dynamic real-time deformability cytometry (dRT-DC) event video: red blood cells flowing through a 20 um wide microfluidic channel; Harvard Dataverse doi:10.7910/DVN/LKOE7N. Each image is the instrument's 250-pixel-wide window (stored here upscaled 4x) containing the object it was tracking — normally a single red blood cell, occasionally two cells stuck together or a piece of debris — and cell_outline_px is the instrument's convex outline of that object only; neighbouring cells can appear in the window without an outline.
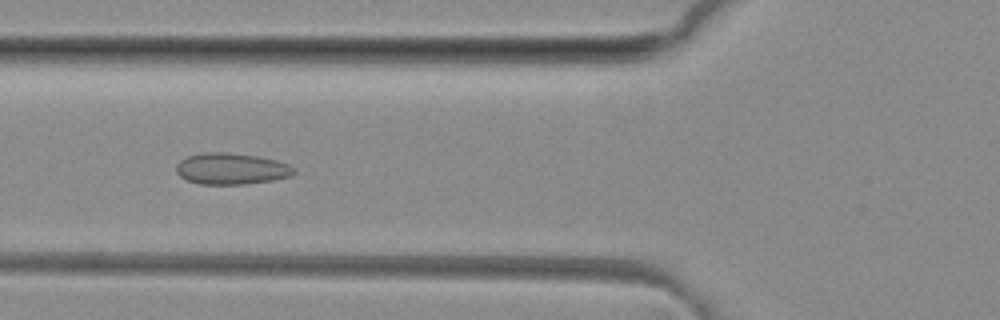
{"species": "common noctule bat (a hibernating species)", "species_latin": "Nyctalus noctula", "temperature_condition": "room temperature", "stored_images_in_passage": 49, "camera_frame_rate_fps": 3000, "um_per_image_px": 0.085, "animal": {"sex": "female", "body_mass_g": 29.2, "forearm_length_mm": 56.3}, "frame": {"image": 1, "passage_image": 18, "time_ms": 5.667, "image_size_px": [1000, 320], "cell_outline_px": [[296, 172], [292, 176], [272, 180], [244, 184], [200, 184], [188, 180], [180, 176], [176, 172], [176, 164], [180, 160], [188, 156], [204, 152], [228, 152], [260, 156], [276, 160], [288, 164], [296, 168]], "centroid_in_image_um": [19.68, 14.33], "position_along_channel_um": 106.1, "area_um2": 21.68}}
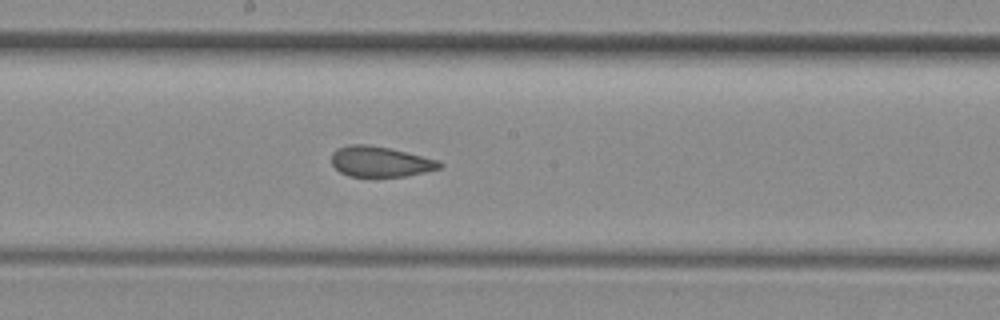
{"frame": {"image": 2, "passage_image": 26, "time_ms": 8.333, "image_size_px": [1000, 320], "cell_outline_px": [[444, 164], [440, 168], [408, 176], [348, 176], [340, 172], [332, 164], [332, 152], [336, 148], [348, 144], [368, 144], [388, 148], [436, 160]], "centroid_in_image_um": [32.27, 13.73], "position_along_channel_um": 215.9, "area_um2": 18.96}}
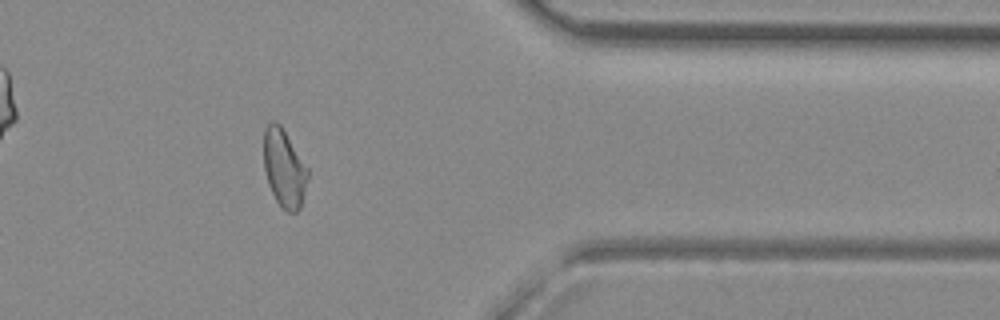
{"frame": {"image": 3, "passage_image": 40, "time_ms": 13.0, "image_size_px": [1000, 320], "cell_outline_px": [[308, 176], [300, 208], [296, 212], [288, 212], [280, 208], [268, 184], [264, 168], [264, 128], [272, 120], [276, 120], [280, 124], [308, 168]], "centroid_in_image_um": [24.14, 14.3], "position_along_channel_um": 387.3, "area_um2": 19.94}, "authors_computed_cell_mechanics": {"area_um2": 20.6924, "velocity_mm_per_s": 4.1145, "shape_relaxation_time_tau1_ms": null, "shape_relaxation_time_tau2_ms": 1.3811, "deformation_change_tau1": null, "deformation_change_tau2": 0.077}}